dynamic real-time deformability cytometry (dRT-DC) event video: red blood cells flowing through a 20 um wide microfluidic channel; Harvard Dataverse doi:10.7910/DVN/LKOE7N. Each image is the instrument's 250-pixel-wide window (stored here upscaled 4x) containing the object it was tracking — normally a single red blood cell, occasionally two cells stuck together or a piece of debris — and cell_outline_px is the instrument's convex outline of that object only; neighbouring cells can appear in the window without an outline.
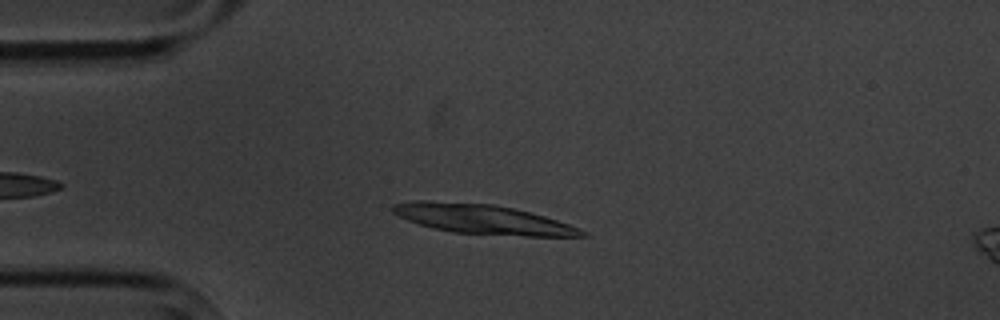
{"species": "common noctule bat (a hibernating species)", "species_latin": "Nyctalus noctula", "temperature_condition": "cold", "stored_images_in_passage": 5, "camera_frame_rate_fps": 3000, "um_per_image_px": 0.085, "animal": {"sex": "male", "body_mass_g": 20.1, "forearm_length_mm": 53.5}, "frame": {"image": 1, "passage_image": 3, "time_ms": 3.0, "image_size_px": [1000, 320], "cell_outline_px": [[588, 236], [528, 236], [452, 232], [432, 228], [408, 220], [392, 212], [392, 204], [416, 200], [424, 200], [492, 204], [512, 208], [544, 216], [568, 224], [588, 232]], "centroid_in_image_um": [41.0, 18.63], "position_along_channel_um": 44.0, "area_um2": 32.14}}